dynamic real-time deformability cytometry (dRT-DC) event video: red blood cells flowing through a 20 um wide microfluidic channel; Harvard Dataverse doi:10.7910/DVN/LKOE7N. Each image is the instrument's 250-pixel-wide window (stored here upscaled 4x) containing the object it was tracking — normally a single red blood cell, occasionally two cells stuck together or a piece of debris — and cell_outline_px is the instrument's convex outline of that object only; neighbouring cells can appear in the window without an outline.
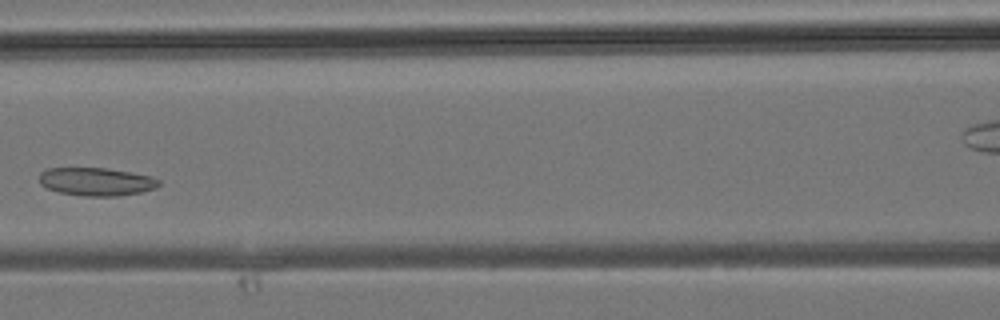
{"species": "common noctule bat (a hibernating species)", "species_latin": "Nyctalus noctula", "temperature_condition": "room temperature", "stored_images_in_passage": 32, "camera_frame_rate_fps": 3000, "um_per_image_px": 0.085, "animal": {"sex": "male", "body_mass_g": 19.2, "forearm_length_mm": 51.8}, "frame": {"image": 1, "passage_image": 11, "time_ms": 3.333, "image_size_px": [1000, 320], "cell_outline_px": [[160, 184], [156, 188], [140, 192], [120, 196], [84, 196], [60, 192], [48, 188], [40, 184], [40, 172], [48, 168], [108, 168], [132, 172], [152, 176], [160, 180]], "centroid_in_image_um": [8.22, 15.43], "position_along_channel_um": 158.4, "area_um2": 19.65}}
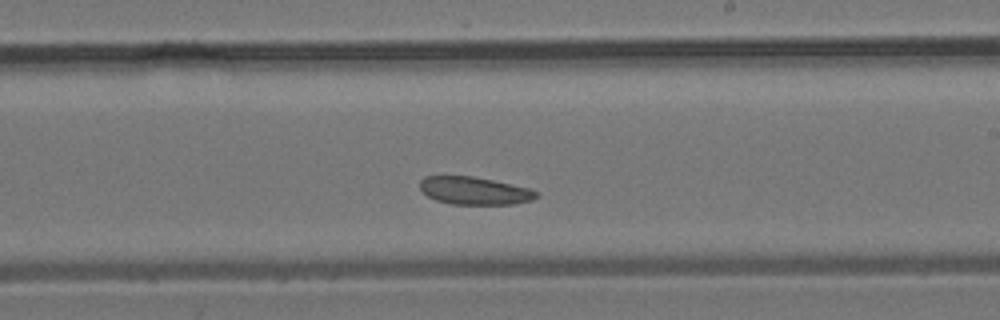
{"frame": {"image": 2, "passage_image": 16, "time_ms": 5.0, "image_size_px": [1000, 320], "cell_outline_px": [[540, 196], [532, 200], [512, 204], [452, 204], [436, 200], [428, 196], [420, 188], [420, 180], [424, 176], [472, 176], [492, 180], [528, 188], [540, 192]], "centroid_in_image_um": [40.34, 16.21], "position_along_channel_um": 248.7, "area_um2": 18.73}}
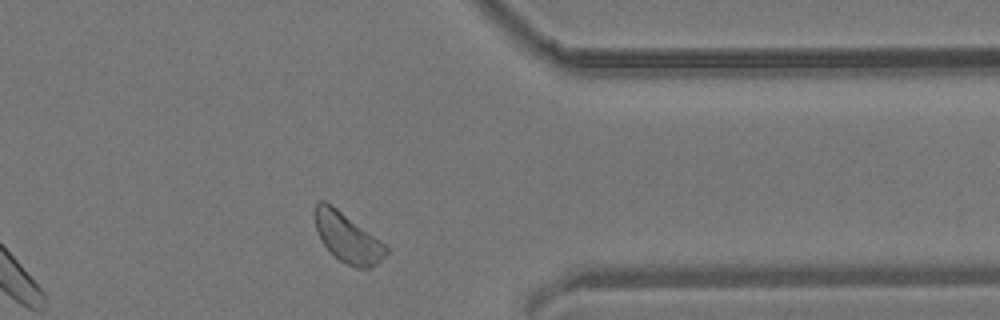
{"frame": {"image": 3, "passage_image": 24, "time_ms": 7.667, "image_size_px": [1000, 320], "cell_outline_px": [[388, 252], [372, 268], [356, 268], [344, 264], [320, 240], [316, 228], [312, 212], [316, 204], [320, 200], [324, 200], [336, 208], [384, 244], [388, 248]], "centroid_in_image_um": [29.49, 20.21], "position_along_channel_um": 381.9, "area_um2": 20.11}}